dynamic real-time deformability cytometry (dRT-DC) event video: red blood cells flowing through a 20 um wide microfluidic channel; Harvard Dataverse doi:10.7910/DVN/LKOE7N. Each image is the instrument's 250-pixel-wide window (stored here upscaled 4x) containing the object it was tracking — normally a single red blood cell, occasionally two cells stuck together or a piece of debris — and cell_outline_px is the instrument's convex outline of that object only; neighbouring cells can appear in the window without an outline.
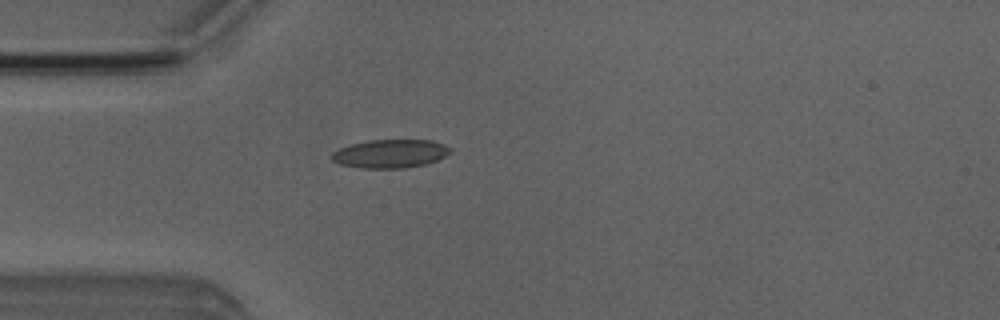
{"species": "Egyptian fruit bat (a non-hibernating species)", "species_latin": "Rousettus aegyptiacus", "temperature_condition": "room temperature", "stored_images_in_passage": 1, "camera_frame_rate_fps": 3000, "um_per_image_px": 0.085, "animal": {"sex": "male"}, "frame": {"image": 1, "passage_image": 1, "time_ms": 0.0, "image_size_px": [1000, 320], "cell_outline_px": [[452, 152], [436, 160], [424, 164], [404, 168], [360, 168], [340, 164], [332, 160], [332, 152], [340, 148], [352, 144], [368, 140], [432, 140], [444, 144], [452, 148]], "centroid_in_image_um": [33.18, 13.06], "position_along_channel_um": 51.8, "area_um2": 19.59}}